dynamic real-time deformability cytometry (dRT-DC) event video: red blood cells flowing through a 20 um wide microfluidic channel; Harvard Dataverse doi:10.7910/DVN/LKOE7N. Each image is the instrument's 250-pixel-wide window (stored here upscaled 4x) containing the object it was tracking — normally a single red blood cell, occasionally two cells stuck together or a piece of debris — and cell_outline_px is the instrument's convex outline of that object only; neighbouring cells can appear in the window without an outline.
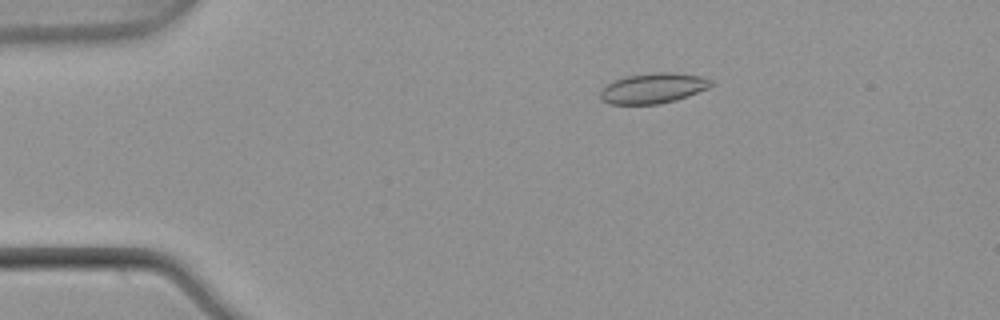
{"species": "common noctule bat (a hibernating species)", "species_latin": "Nyctalus noctula", "temperature_condition": "warm", "stored_images_in_passage": 53, "camera_frame_rate_fps": 3000, "um_per_image_px": 0.085, "animal": {"sex": "male", "body_mass_g": 21.5, "forearm_length_mm": 52.0}, "frame": {"image": 1, "passage_image": 10, "time_ms": 3.0, "image_size_px": [1000, 320], "cell_outline_px": [[716, 84], [708, 88], [688, 96], [676, 100], [656, 104], [612, 104], [604, 100], [600, 96], [600, 88], [616, 80], [628, 76], [656, 72], [672, 72], [700, 76], [712, 80]], "centroid_in_image_um": [55.56, 7.49], "position_along_channel_um": 29.4, "area_um2": 19.42}}
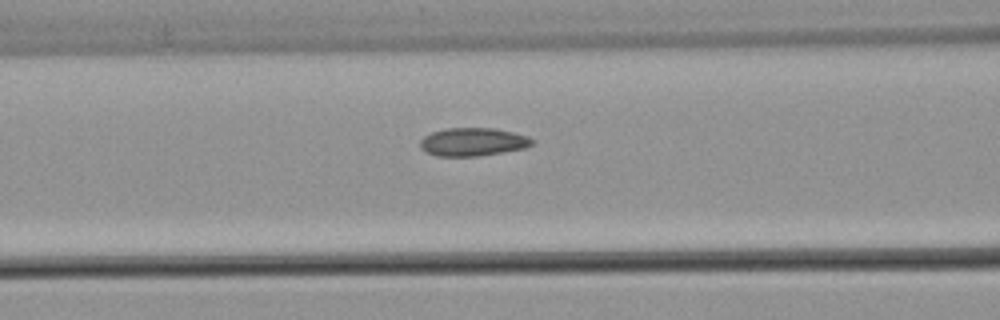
{"frame": {"image": 2, "passage_image": 22, "time_ms": 7.0, "image_size_px": [1000, 320], "cell_outline_px": [[536, 144], [524, 148], [476, 156], [436, 156], [424, 152], [420, 148], [420, 140], [424, 136], [432, 132], [448, 128], [496, 128], [528, 136], [536, 140]], "centroid_in_image_um": [40.2, 12.06], "position_along_channel_um": 126.4, "area_um2": 18.5}}
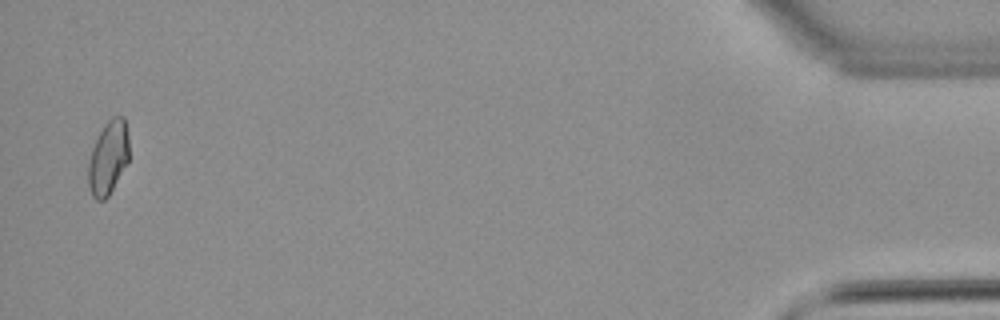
{"frame": {"image": 3, "passage_image": 52, "time_ms": 17.0, "image_size_px": [1000, 320], "cell_outline_px": [[128, 160], [108, 196], [104, 200], [96, 200], [92, 196], [88, 184], [88, 160], [92, 148], [104, 124], [112, 116], [124, 116], [128, 136]], "centroid_in_image_um": [9.18, 13.39], "position_along_channel_um": 426.0, "area_um2": 17.34}, "authors_computed_cell_mechanics": {"area_um2": 18.1492, "velocity_mm_per_s": 3.8827, "shape_relaxation_time_tau1_ms": null, "shape_relaxation_time_tau2_ms": 3.9557, "deformation_change_tau1": null, "deformation_change_tau2": 0.0731}}